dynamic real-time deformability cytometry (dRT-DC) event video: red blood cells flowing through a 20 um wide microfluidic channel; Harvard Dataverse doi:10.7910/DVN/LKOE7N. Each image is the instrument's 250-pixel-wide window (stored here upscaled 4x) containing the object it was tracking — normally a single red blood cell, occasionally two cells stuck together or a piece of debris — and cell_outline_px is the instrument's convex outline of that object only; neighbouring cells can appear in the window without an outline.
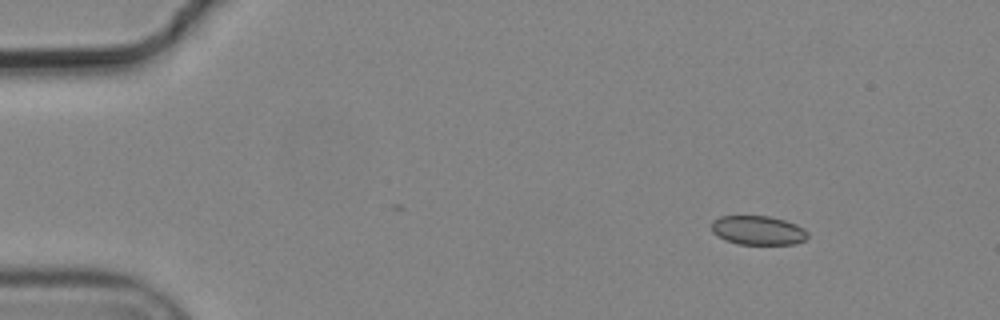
{"species": "common noctule bat (a hibernating species)", "species_latin": "Nyctalus noctula", "temperature_condition": "cold", "stored_images_in_passage": 2, "camera_frame_rate_fps": 3000, "um_per_image_px": 0.085, "animal": {"sex": "male", "body_mass_g": 19.2, "forearm_length_mm": 51.8}, "frame": {"image": 1, "passage_image": 2, "time_ms": 0.333, "image_size_px": [1000, 320], "cell_outline_px": [[808, 236], [804, 240], [796, 244], [736, 244], [724, 240], [712, 232], [712, 220], [720, 216], [768, 216], [784, 220], [796, 224], [804, 228], [808, 232]], "centroid_in_image_um": [64.42, 19.58], "position_along_channel_um": 20.6, "area_um2": 16.42}}